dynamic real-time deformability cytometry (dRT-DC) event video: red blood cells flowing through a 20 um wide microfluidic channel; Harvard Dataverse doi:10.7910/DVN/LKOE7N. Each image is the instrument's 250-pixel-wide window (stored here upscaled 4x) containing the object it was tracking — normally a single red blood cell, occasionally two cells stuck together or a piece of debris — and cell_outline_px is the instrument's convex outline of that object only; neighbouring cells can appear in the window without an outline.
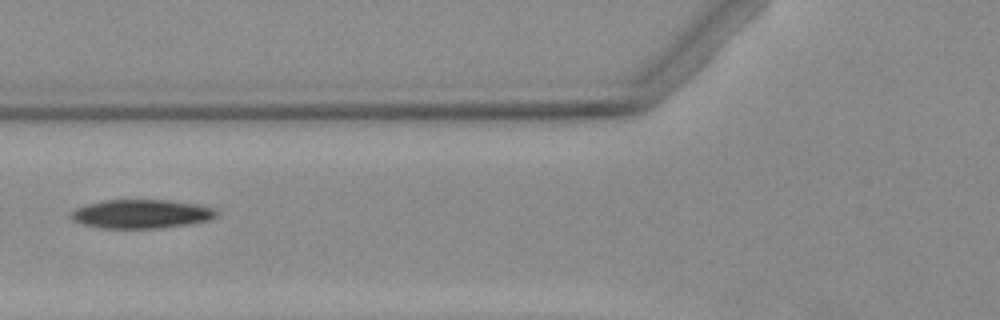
{"species": "Egyptian fruit bat (a non-hibernating species)", "species_latin": "Rousettus aegyptiacus", "temperature_condition": "warm", "stored_images_in_passage": 2, "camera_frame_rate_fps": 3000, "um_per_image_px": 0.085, "animal": {"sex": "female"}, "frame": {"image": 1, "passage_image": 2, "time_ms": 1.0, "image_size_px": [1000, 320], "cell_outline_px": [[220, 216], [208, 220], [188, 224], [156, 228], [104, 228], [84, 224], [72, 220], [72, 212], [76, 208], [84, 204], [104, 200], [172, 200], [196, 204], [216, 208], [220, 212]], "centroid_in_image_um": [12.07, 18.17], "position_along_channel_um": 113.7, "area_um2": 24.51}}